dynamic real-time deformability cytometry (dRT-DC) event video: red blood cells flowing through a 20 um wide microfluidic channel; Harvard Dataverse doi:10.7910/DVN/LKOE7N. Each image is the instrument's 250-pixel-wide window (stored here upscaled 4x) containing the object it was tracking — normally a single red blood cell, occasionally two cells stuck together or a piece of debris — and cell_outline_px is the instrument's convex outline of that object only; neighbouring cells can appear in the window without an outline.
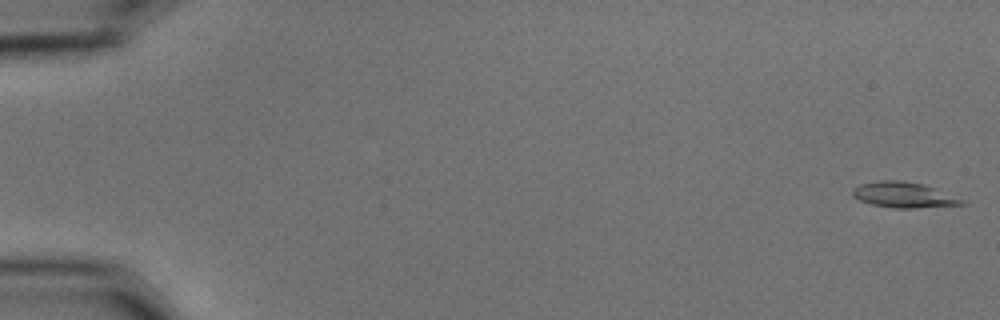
{"species": "common noctule bat (a hibernating species)", "species_latin": "Nyctalus noctula", "temperature_condition": "cold", "stored_images_in_passage": 56, "camera_frame_rate_fps": 3000, "um_per_image_px": 0.085, "animal": {"sex": "male", "body_mass_g": 15.6}, "frame": {"image": 1, "passage_image": 1, "time_ms": 0.0, "image_size_px": [1000, 320], "cell_outline_px": [[968, 204], [916, 208], [896, 208], [872, 204], [860, 200], [852, 196], [852, 188], [860, 184], [880, 180], [900, 180], [924, 184], [968, 200]], "centroid_in_image_um": [76.87, 16.56], "position_along_channel_um": 8.1, "area_um2": 16.47}}
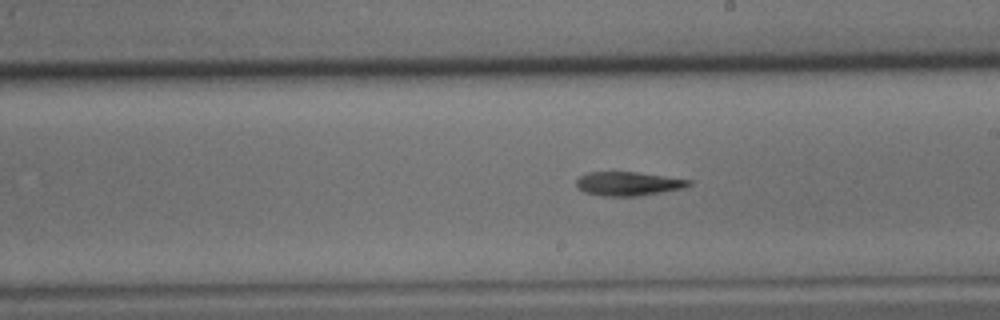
{"frame": {"image": 2, "passage_image": 33, "time_ms": 10.667, "image_size_px": [1000, 320], "cell_outline_px": [[692, 184], [684, 188], [640, 196], [600, 196], [584, 192], [576, 188], [576, 180], [580, 176], [588, 172], [636, 172], [692, 180]], "centroid_in_image_um": [53.38, 15.62], "position_along_channel_um": 235.6, "area_um2": 15.78}}
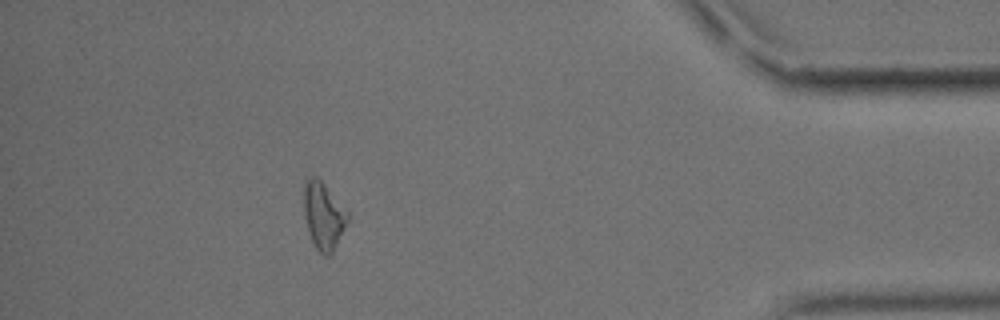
{"frame": {"image": 3, "passage_image": 51, "time_ms": 16.667, "image_size_px": [1000, 320], "cell_outline_px": [[348, 220], [332, 252], [328, 256], [324, 256], [316, 248], [312, 240], [304, 216], [304, 180], [308, 176], [316, 176], [324, 184], [348, 212]], "centroid_in_image_um": [27.47, 18.3], "position_along_channel_um": 407.7, "area_um2": 16.76}, "authors_computed_cell_mechanics": {"area_um2": 16.2707, "velocity_mm_per_s": 3.5956, "shape_relaxation_time_tau1_ms": 10.1631, "shape_relaxation_time_tau2_ms": null, "deformation_change_tau1": 0.2474, "deformation_change_tau2": null}}